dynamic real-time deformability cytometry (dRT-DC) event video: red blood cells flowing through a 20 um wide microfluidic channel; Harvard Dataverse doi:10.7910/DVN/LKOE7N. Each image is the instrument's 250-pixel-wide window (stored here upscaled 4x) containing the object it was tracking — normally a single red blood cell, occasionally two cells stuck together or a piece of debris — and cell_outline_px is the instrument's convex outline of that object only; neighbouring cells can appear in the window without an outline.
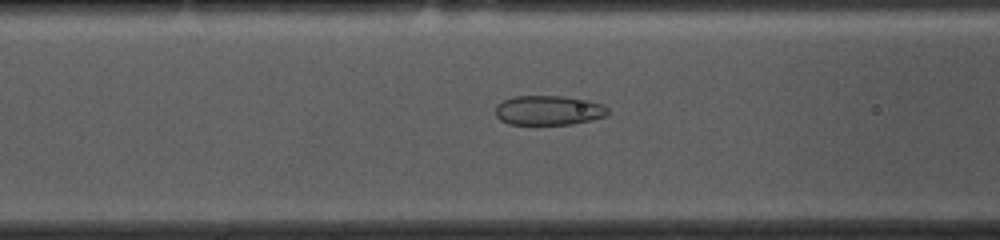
{"species": "common noctule bat (a hibernating species)", "species_latin": "Nyctalus noctula", "temperature_condition": "cold", "stored_images_in_passage": 53, "camera_frame_rate_fps": 3000, "um_per_image_px": 0.085, "animal": {"sex": "female", "body_mass_g": 10.0, "forearm_length_mm": 53.1}, "frame": {"image": 1, "passage_image": 19, "time_ms": 6.0, "image_size_px": [1000, 240], "cell_outline_px": [[608, 112], [604, 116], [592, 120], [572, 124], [508, 124], [500, 120], [496, 116], [496, 104], [512, 96], [564, 96], [588, 100], [604, 104], [608, 108]], "centroid_in_image_um": [46.63, 9.37], "position_along_channel_um": 120.0, "area_um2": 19.48}}
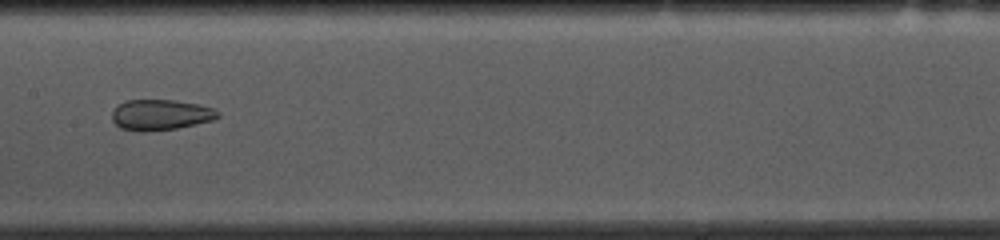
{"frame": {"image": 2, "passage_image": 25, "time_ms": 8.0, "image_size_px": [1000, 240], "cell_outline_px": [[220, 116], [212, 120], [176, 128], [144, 132], [140, 132], [120, 128], [112, 120], [112, 112], [120, 104], [128, 100], [176, 100], [200, 104], [212, 108], [220, 112]], "centroid_in_image_um": [13.66, 9.76], "position_along_channel_um": 193.7, "area_um2": 18.84}}
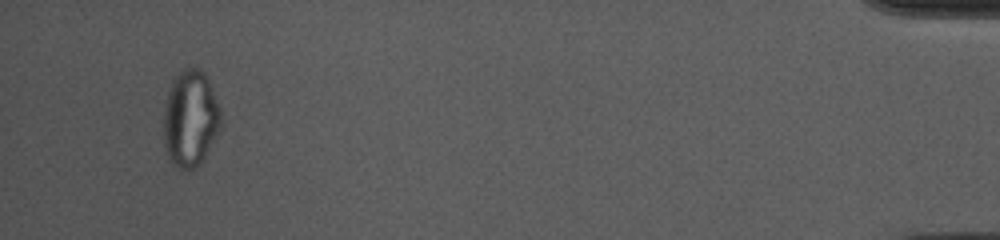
{"frame": {"image": 3, "passage_image": 50, "time_ms": 16.333, "image_size_px": [1000, 240], "cell_outline_px": [[220, 128], [200, 164], [184, 172], [176, 168], [168, 160], [164, 144], [164, 108], [168, 92], [172, 80], [184, 68], [200, 68], [204, 72], [208, 80], [220, 108]], "centroid_in_image_um": [16.15, 10.11], "position_along_channel_um": 419.0, "area_um2": 32.19}, "authors_computed_cell_mechanics": {"area_um2": 25.3742, "velocity_mm_per_s": 3.6757, "shape_relaxation_time_tau1_ms": null, "shape_relaxation_time_tau2_ms": 1.7571, "deformation_change_tau1": null, "deformation_change_tau2": 0.0736}}